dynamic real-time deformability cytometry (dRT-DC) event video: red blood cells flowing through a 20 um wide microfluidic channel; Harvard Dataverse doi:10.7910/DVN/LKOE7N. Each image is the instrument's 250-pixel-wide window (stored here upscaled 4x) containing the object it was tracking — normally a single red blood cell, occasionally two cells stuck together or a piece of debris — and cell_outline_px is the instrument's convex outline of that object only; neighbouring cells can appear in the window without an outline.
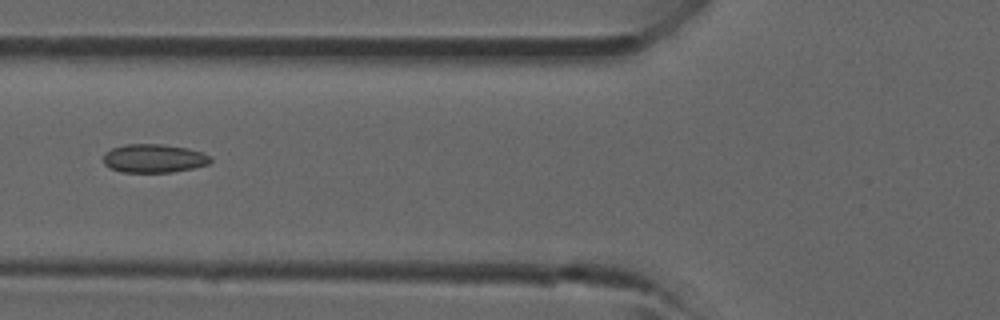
{"species": "common noctule bat (a hibernating species)", "species_latin": "Nyctalus noctula", "temperature_condition": "room temperature", "stored_images_in_passage": 5, "camera_frame_rate_fps": 3000, "um_per_image_px": 0.085, "animal": {"sex": "male", "forearm_length_mm": 52.5}, "frame": {"image": 1, "passage_image": 5, "time_ms": 4.333, "image_size_px": [1000, 320], "cell_outline_px": [[212, 160], [208, 164], [192, 168], [172, 172], [120, 172], [108, 168], [104, 164], [104, 152], [112, 148], [124, 144], [164, 144], [188, 148], [212, 156]], "centroid_in_image_um": [13.05, 13.46], "position_along_channel_um": 112.7, "area_um2": 17.98}}